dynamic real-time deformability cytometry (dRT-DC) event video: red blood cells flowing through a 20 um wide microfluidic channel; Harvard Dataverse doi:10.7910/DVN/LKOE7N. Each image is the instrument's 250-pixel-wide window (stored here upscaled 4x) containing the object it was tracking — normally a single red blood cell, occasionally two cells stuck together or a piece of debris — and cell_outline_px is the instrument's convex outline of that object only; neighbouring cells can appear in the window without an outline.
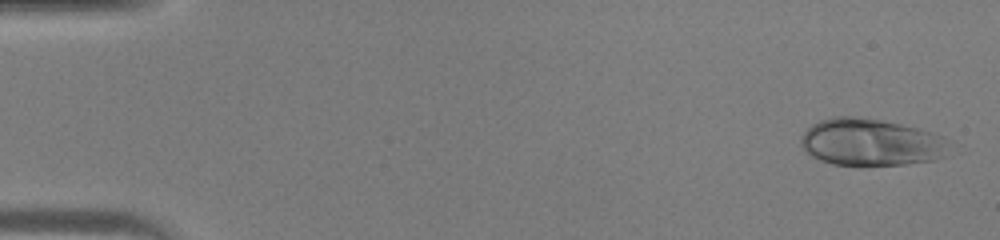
{"species": "human", "species_latin": "Homo sapiens", "temperature_condition": "warm", "stored_images_in_passage": 45, "camera_frame_rate_fps": 3000, "um_per_image_px": 0.085, "donor": {"sex": "male"}, "frame": {"image": 1, "passage_image": 2, "time_ms": 0.333, "image_size_px": [1000, 240], "cell_outline_px": [[952, 144], [944, 156], [936, 160], [904, 164], [864, 168], [832, 164], [820, 160], [812, 156], [800, 148], [800, 136], [812, 124], [820, 120], [832, 116], [852, 116], [880, 120], [920, 128], [944, 136], [952, 140]], "centroid_in_image_um": [74.05, 12.13], "position_along_channel_um": 11.0, "area_um2": 42.08}}
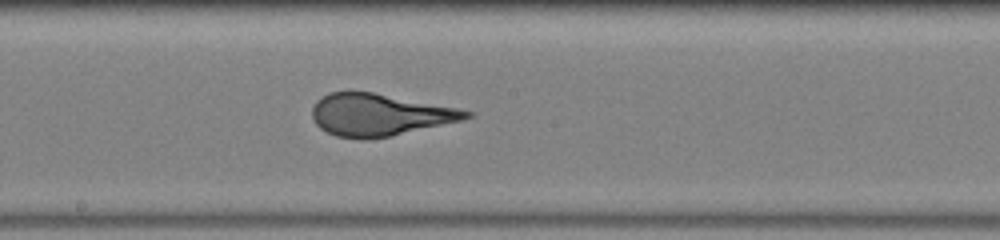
{"frame": {"image": 2, "passage_image": 25, "time_ms": 8.0, "image_size_px": [1000, 240], "cell_outline_px": [[476, 112], [472, 116], [460, 120], [388, 136], [368, 140], [364, 140], [336, 136], [320, 128], [316, 124], [312, 116], [312, 108], [316, 100], [328, 92], [372, 92], [456, 108]], "centroid_in_image_um": [32.18, 9.76], "position_along_channel_um": 216.0, "area_um2": 37.22}}
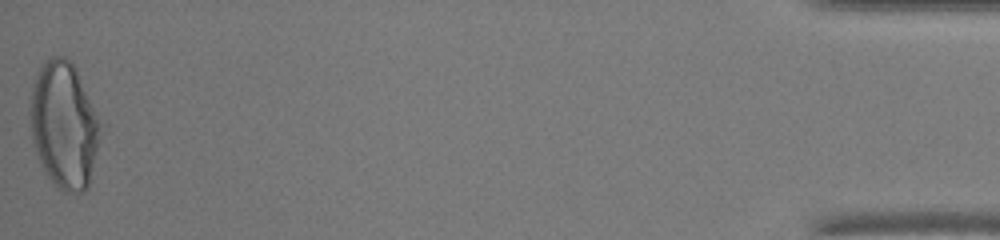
{"frame": {"image": 3, "passage_image": 45, "time_ms": 14.667, "image_size_px": [1000, 240], "cell_outline_px": [[108, 124], [88, 184], [84, 192], [64, 192], [48, 176], [40, 164], [32, 144], [28, 112], [32, 88], [40, 68], [52, 56], [64, 56], [76, 68]], "centroid_in_image_um": [5.54, 10.62], "position_along_channel_um": 429.7, "area_um2": 53.93}}